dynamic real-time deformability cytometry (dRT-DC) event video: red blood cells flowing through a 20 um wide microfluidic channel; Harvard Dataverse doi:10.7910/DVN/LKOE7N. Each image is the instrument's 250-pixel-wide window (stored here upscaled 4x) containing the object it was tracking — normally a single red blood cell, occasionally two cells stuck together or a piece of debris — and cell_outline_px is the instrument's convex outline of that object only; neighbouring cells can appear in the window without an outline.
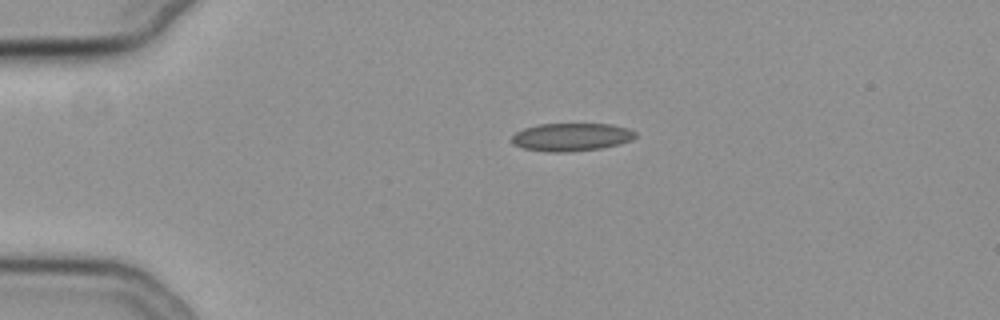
{"species": "common noctule bat (a hibernating species)", "species_latin": "Nyctalus noctula", "temperature_condition": "cold", "stored_images_in_passage": 44, "camera_frame_rate_fps": 3000, "um_per_image_px": 0.085, "animal": {"sex": "female", "body_mass_g": 19.3, "forearm_length_mm": 54.1}, "frame": {"image": 1, "passage_image": 1, "time_ms": 0.0, "image_size_px": [1000, 320], "cell_outline_px": [[636, 136], [632, 140], [600, 148], [564, 152], [548, 152], [524, 148], [512, 144], [512, 136], [516, 132], [524, 128], [536, 124], [612, 124], [628, 128], [636, 132]], "centroid_in_image_um": [48.55, 11.64], "position_along_channel_um": 36.5, "area_um2": 20.06}}
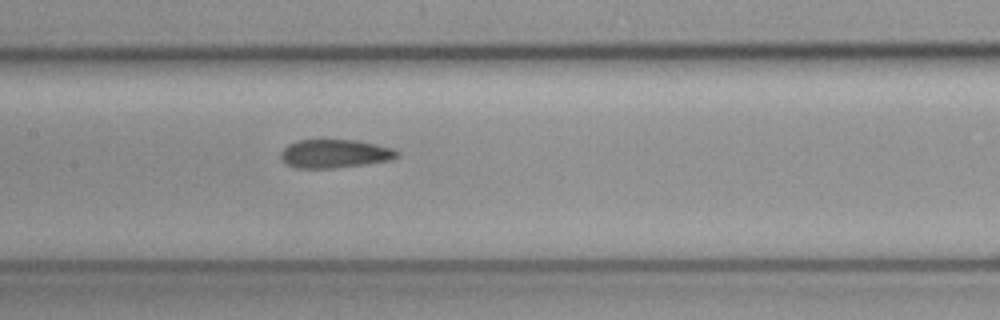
{"frame": {"image": 2, "passage_image": 16, "time_ms": 5.0, "image_size_px": [1000, 320], "cell_outline_px": [[400, 156], [388, 160], [364, 164], [336, 168], [296, 168], [284, 164], [280, 156], [280, 152], [288, 144], [296, 140], [356, 140], [392, 148], [400, 152]], "centroid_in_image_um": [28.41, 13.06], "position_along_channel_um": 179.0, "area_um2": 19.36}}
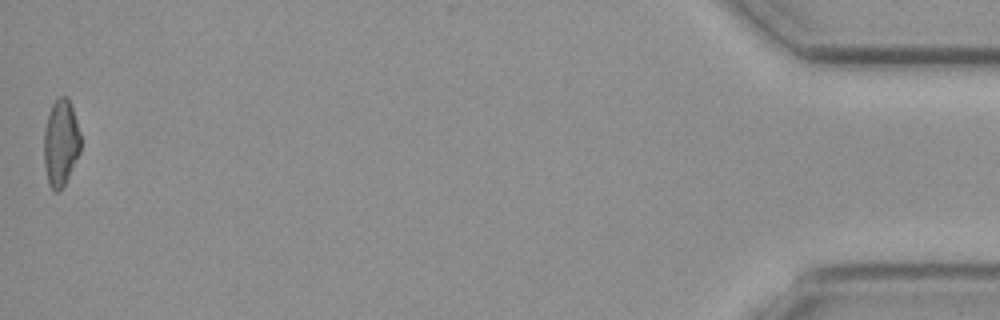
{"frame": {"image": 3, "passage_image": 44, "time_ms": 14.333, "image_size_px": [1000, 320], "cell_outline_px": [[80, 152], [64, 184], [56, 192], [48, 184], [44, 164], [44, 128], [52, 104], [60, 96], [68, 96], [80, 132]], "centroid_in_image_um": [5.16, 12.12], "position_along_channel_um": 430.0, "area_um2": 18.26}, "authors_computed_cell_mechanics": {"area_um2": 19.2763, "velocity_mm_per_s": 3.7288, "shape_relaxation_time_tau1_ms": null, "shape_relaxation_time_tau2_ms": 2.7956, "deformation_change_tau1": null, "deformation_change_tau2": 0.1002}}